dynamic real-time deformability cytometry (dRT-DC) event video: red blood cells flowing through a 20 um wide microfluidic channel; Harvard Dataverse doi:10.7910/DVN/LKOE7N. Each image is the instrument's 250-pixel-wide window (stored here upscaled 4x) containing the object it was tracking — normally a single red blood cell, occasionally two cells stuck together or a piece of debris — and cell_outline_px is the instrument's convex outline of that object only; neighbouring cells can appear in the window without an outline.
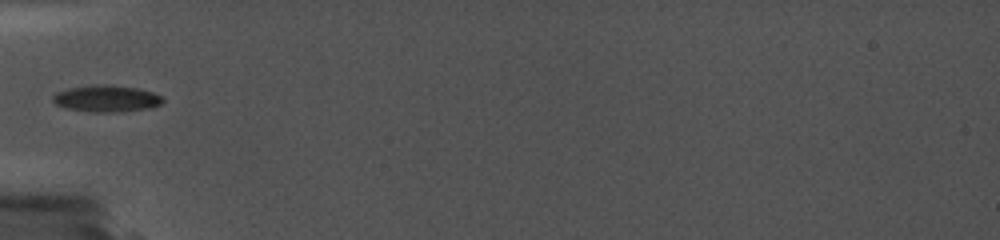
{"species": "common noctule bat (a hibernating species)", "species_latin": "Nyctalus noctula", "temperature_condition": "cold", "stored_images_in_passage": 33, "camera_frame_rate_fps": 5000, "um_per_image_px": 0.085, "animal": {"sex": "female", "body_mass_g": 19.0, "forearm_length_mm": 56.7}, "frame": {"image": 1, "passage_image": 2, "time_ms": 0.2, "image_size_px": [1000, 240], "cell_outline_px": [[160, 104], [144, 108], [116, 112], [96, 112], [68, 108], [56, 104], [56, 96], [64, 92], [76, 88], [128, 88], [148, 92], [160, 96]], "centroid_in_image_um": [9.09, 8.46], "position_along_channel_um": 75.9, "area_um2": 14.68}}
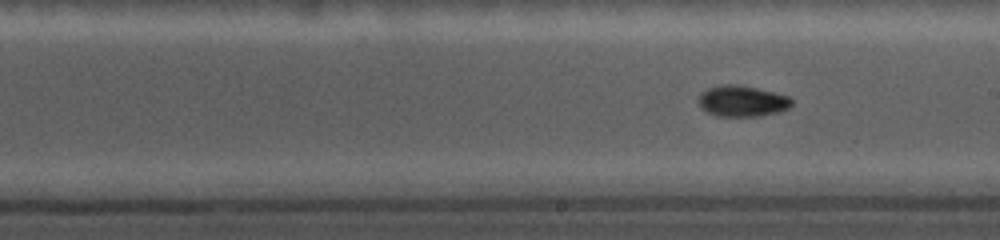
{"frame": {"image": 2, "passage_image": 18, "time_ms": 4.2, "image_size_px": [1000, 240], "cell_outline_px": [[792, 100], [784, 108], [772, 112], [756, 116], [720, 116], [704, 108], [700, 100], [712, 88], [748, 88], [768, 92], [784, 96]], "centroid_in_image_um": [63.13, 8.67], "position_along_channel_um": 225.9, "area_um2": 14.28}}
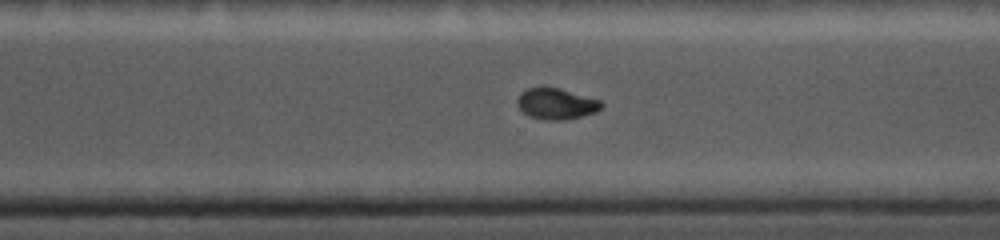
{"frame": {"image": 3, "passage_image": 30, "time_ms": 6.8, "image_size_px": [1000, 240], "cell_outline_px": [[600, 108], [592, 112], [568, 120], [544, 120], [532, 116], [524, 112], [520, 108], [520, 96], [528, 88], [556, 88], [600, 100]], "centroid_in_image_um": [47.3, 8.84], "position_along_channel_um": 323.3, "area_um2": 14.28}}